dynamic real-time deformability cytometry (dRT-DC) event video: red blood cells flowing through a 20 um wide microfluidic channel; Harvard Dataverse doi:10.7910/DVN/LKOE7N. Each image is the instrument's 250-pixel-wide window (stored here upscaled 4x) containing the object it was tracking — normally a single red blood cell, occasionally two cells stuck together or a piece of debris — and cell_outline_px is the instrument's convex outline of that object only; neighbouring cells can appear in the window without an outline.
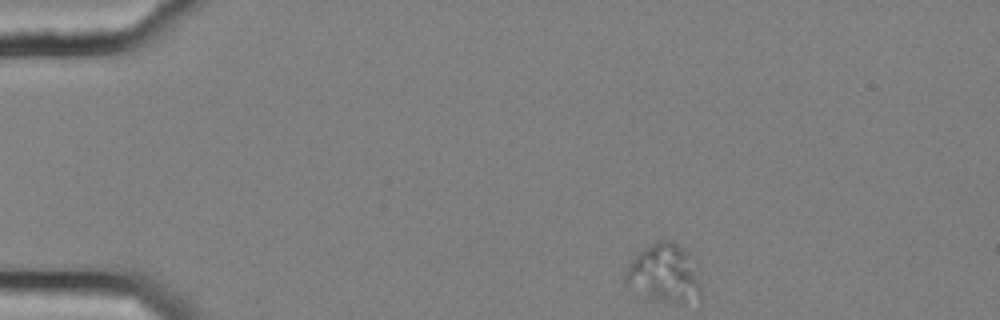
{"species": "common noctule bat (a hibernating species)", "species_latin": "Nyctalus noctula", "temperature_condition": "cold", "stored_images_in_passage": 48, "camera_frame_rate_fps": 3000, "um_per_image_px": 0.085, "animal": {"sex": "female", "body_mass_g": 25.1}, "frame": {"image": 1, "passage_image": 1, "time_ms": 0.0, "image_size_px": [1000, 320], "cell_outline_px": [[704, 296], [700, 300], [684, 304], [680, 304], [652, 300], [644, 296], [624, 284], [620, 276], [628, 264], [640, 252], [652, 244], [660, 240], [672, 240], [692, 256]], "centroid_in_image_um": [56.46, 23.31], "position_along_channel_um": 28.5, "area_um2": 26.59}}
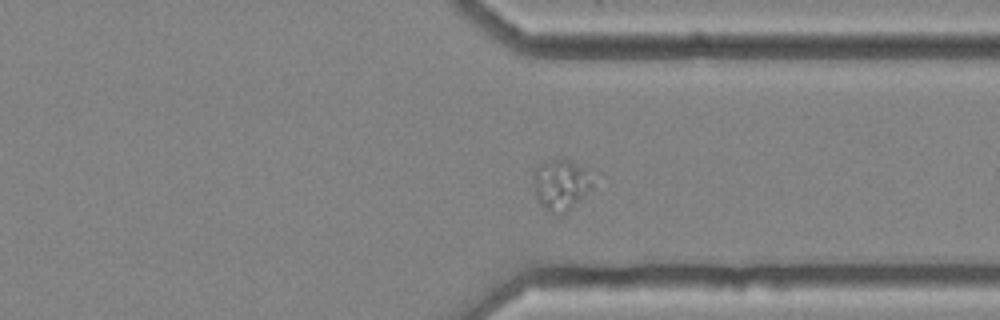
{"frame": {"image": 2, "passage_image": 35, "time_ms": 11.333, "image_size_px": [1000, 320], "cell_outline_px": [[592, 184], [560, 216], [552, 212], [536, 200], [532, 184], [532, 180], [536, 168], [540, 164], [564, 156], [572, 160], [592, 172]], "centroid_in_image_um": [47.62, 15.61], "position_along_channel_um": 363.8, "area_um2": 17.28}}
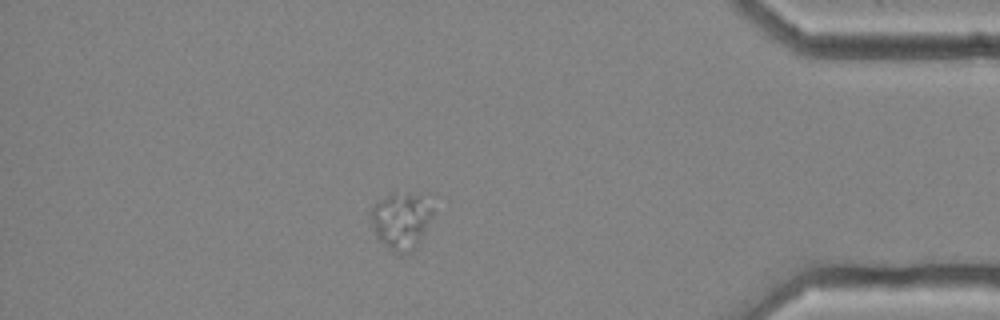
{"frame": {"image": 3, "passage_image": 41, "time_ms": 13.333, "image_size_px": [1000, 320], "cell_outline_px": [[436, 212], [416, 248], [400, 256], [384, 244], [376, 236], [372, 224], [372, 208], [388, 192], [408, 192], [420, 196]], "centroid_in_image_um": [34.12, 18.76], "position_along_channel_um": 401.1, "area_um2": 20.52}}